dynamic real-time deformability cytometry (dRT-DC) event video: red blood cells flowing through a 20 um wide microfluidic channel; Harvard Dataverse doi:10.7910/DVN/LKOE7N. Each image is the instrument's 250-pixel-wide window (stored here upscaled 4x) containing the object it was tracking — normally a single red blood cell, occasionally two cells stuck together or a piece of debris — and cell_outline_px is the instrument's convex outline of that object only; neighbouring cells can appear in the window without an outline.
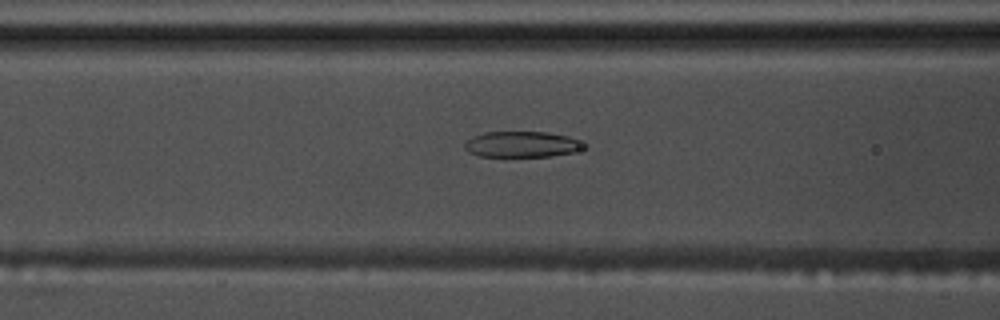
{"species": "common noctule bat (a hibernating species)", "species_latin": "Nyctalus noctula", "temperature_condition": "warm", "stored_images_in_passage": 56, "camera_frame_rate_fps": 3000, "um_per_image_px": 0.085, "animal": {"sex": "male", "body_mass_g": 17.5, "forearm_length_mm": 52.3}, "frame": {"image": 1, "passage_image": 23, "time_ms": 7.333, "image_size_px": [1000, 320], "cell_outline_px": [[588, 148], [572, 152], [552, 156], [480, 156], [468, 152], [464, 148], [464, 144], [472, 136], [484, 132], [548, 132], [568, 136], [588, 144]], "centroid_in_image_um": [44.4, 12.26], "position_along_channel_um": 122.2, "area_um2": 18.09}}
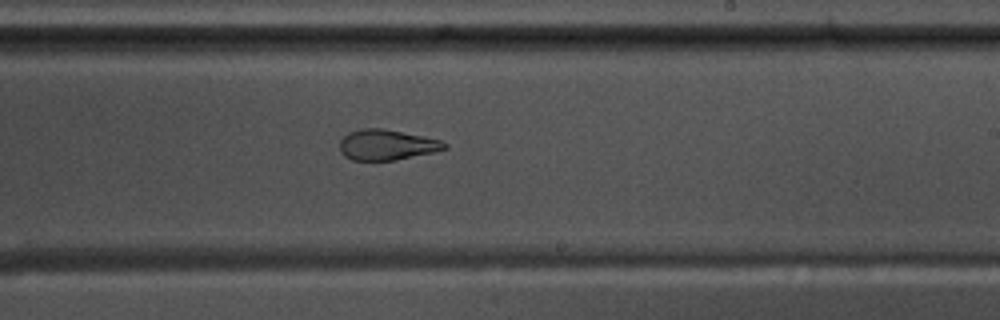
{"frame": {"image": 2, "passage_image": 34, "time_ms": 11.0, "image_size_px": [1000, 320], "cell_outline_px": [[448, 148], [432, 152], [396, 160], [352, 160], [344, 156], [340, 152], [340, 140], [348, 132], [360, 128], [384, 128], [440, 140], [448, 144]], "centroid_in_image_um": [32.84, 12.3], "position_along_channel_um": 256.2, "area_um2": 18.61}}
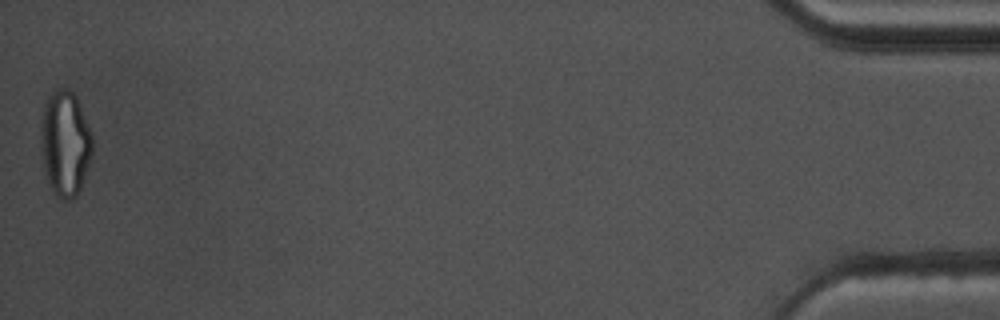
{"frame": {"image": 3, "passage_image": 56, "time_ms": 18.333, "image_size_px": [1000, 320], "cell_outline_px": [[92, 152], [80, 188], [76, 196], [68, 200], [64, 200], [48, 184], [40, 148], [40, 120], [44, 104], [48, 96], [56, 88], [68, 88], [76, 96], [92, 132]], "centroid_in_image_um": [5.51, 12.12], "position_along_channel_um": 429.7, "area_um2": 31.73}, "authors_computed_cell_mechanics": {"area_um2": 21.5594, "velocity_mm_per_s": 3.6616, "shape_relaxation_time_tau1_ms": null, "shape_relaxation_time_tau2_ms": 2.5402, "deformation_change_tau1": null, "deformation_change_tau2": 0.0987}}